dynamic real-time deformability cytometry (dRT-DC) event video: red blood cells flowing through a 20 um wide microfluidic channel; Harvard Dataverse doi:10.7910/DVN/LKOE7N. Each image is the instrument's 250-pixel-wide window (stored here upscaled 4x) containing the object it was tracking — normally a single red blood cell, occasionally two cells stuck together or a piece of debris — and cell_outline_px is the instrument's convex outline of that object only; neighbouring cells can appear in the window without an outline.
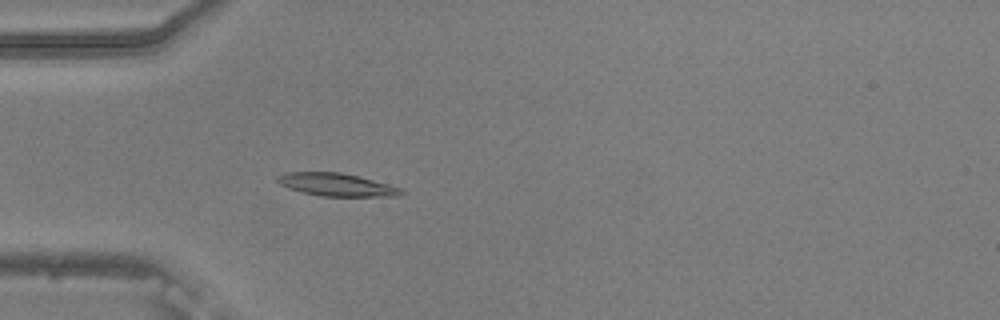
{"species": "common noctule bat (a hibernating species)", "species_latin": "Nyctalus noctula", "temperature_condition": "warm", "stored_images_in_passage": 50, "camera_frame_rate_fps": 3000, "um_per_image_px": 0.085, "animal": {"sex": "male", "body_mass_g": 20.5, "forearm_length_mm": 52.5}, "frame": {"image": 1, "passage_image": 12, "time_ms": 3.667, "image_size_px": [1000, 320], "cell_outline_px": [[404, 192], [400, 196], [320, 196], [300, 192], [288, 188], [280, 184], [276, 180], [276, 176], [284, 172], [340, 172], [388, 184], [400, 188]], "centroid_in_image_um": [28.54, 15.7], "position_along_channel_um": 56.5, "area_um2": 16.42}}
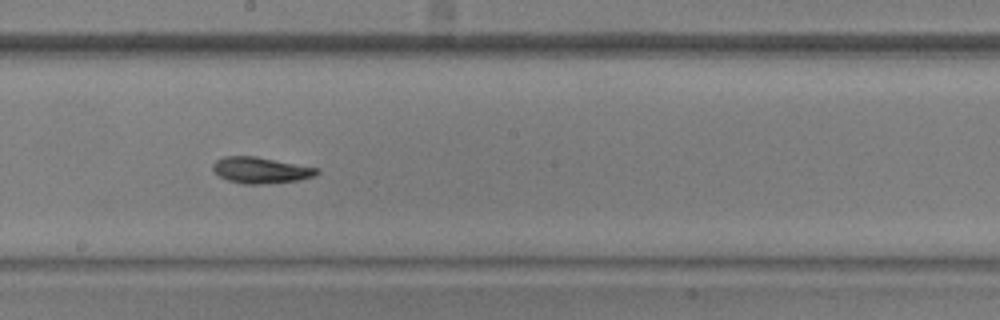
{"frame": {"image": 2, "passage_image": 26, "time_ms": 8.333, "image_size_px": [1000, 320], "cell_outline_px": [[320, 172], [316, 176], [300, 180], [264, 184], [244, 184], [228, 180], [220, 176], [212, 168], [212, 164], [216, 160], [224, 156], [256, 156], [320, 168]], "centroid_in_image_um": [22.21, 14.46], "position_along_channel_um": 226.0, "area_um2": 16.01}}
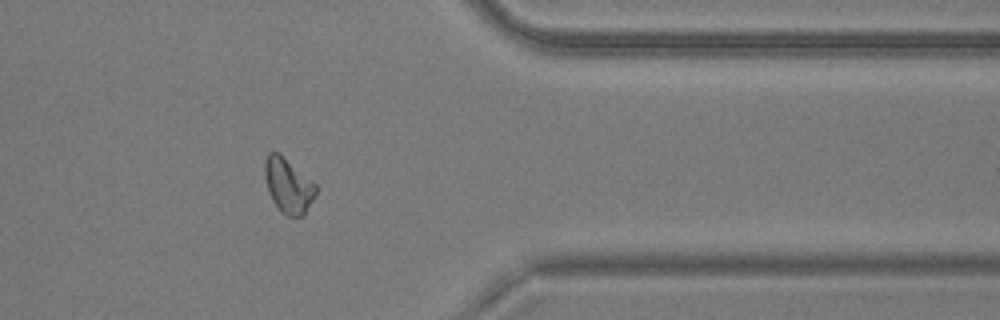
{"frame": {"image": 3, "passage_image": 40, "time_ms": 13.0, "image_size_px": [1000, 320], "cell_outline_px": [[316, 192], [304, 216], [288, 216], [280, 212], [272, 200], [268, 192], [264, 176], [264, 164], [268, 152], [276, 152], [316, 184]], "centroid_in_image_um": [24.47, 15.81], "position_along_channel_um": 386.9, "area_um2": 16.01}, "authors_computed_cell_mechanics": {"area_um2": 16.0106, "velocity_mm_per_s": 3.7451, "shape_relaxation_time_tau1_ms": 5.3977, "shape_relaxation_time_tau2_ms": 2.1739, "deformation_change_tau1": 0.1963, "deformation_change_tau2": 0.0759}}